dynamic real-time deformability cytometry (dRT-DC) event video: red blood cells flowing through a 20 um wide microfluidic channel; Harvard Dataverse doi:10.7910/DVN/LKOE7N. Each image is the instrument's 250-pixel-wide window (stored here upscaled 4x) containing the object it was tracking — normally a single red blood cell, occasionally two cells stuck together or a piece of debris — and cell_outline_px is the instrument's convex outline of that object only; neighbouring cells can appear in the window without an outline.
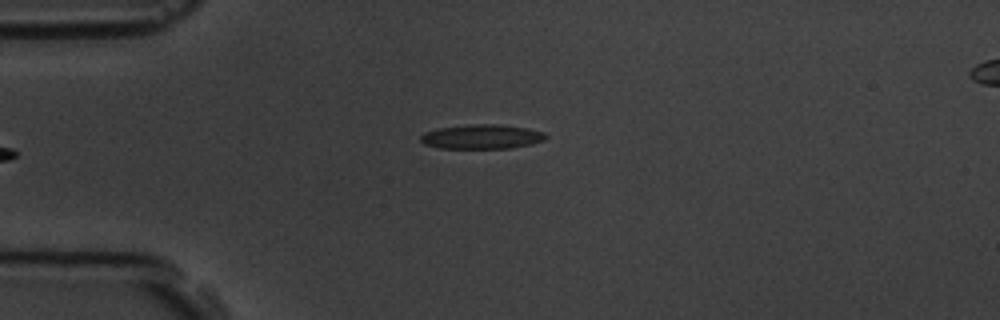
{"species": "common noctule bat (a hibernating species)", "species_latin": "Nyctalus noctula", "temperature_condition": "room temperature", "stored_images_in_passage": 6, "camera_frame_rate_fps": 3000, "um_per_image_px": 0.085, "animal": {"sex": "male", "body_mass_g": 19.5, "forearm_length_mm": 54.6}, "frame": {"image": 1, "passage_image": 6, "time_ms": 5.667, "image_size_px": [1000, 320], "cell_outline_px": [[548, 136], [544, 140], [532, 144], [512, 148], [440, 148], [424, 144], [420, 140], [420, 136], [424, 132], [440, 128], [472, 124], [496, 124], [528, 128], [544, 132]], "centroid_in_image_um": [40.97, 11.62], "position_along_channel_um": 44.0, "area_um2": 17.8}}